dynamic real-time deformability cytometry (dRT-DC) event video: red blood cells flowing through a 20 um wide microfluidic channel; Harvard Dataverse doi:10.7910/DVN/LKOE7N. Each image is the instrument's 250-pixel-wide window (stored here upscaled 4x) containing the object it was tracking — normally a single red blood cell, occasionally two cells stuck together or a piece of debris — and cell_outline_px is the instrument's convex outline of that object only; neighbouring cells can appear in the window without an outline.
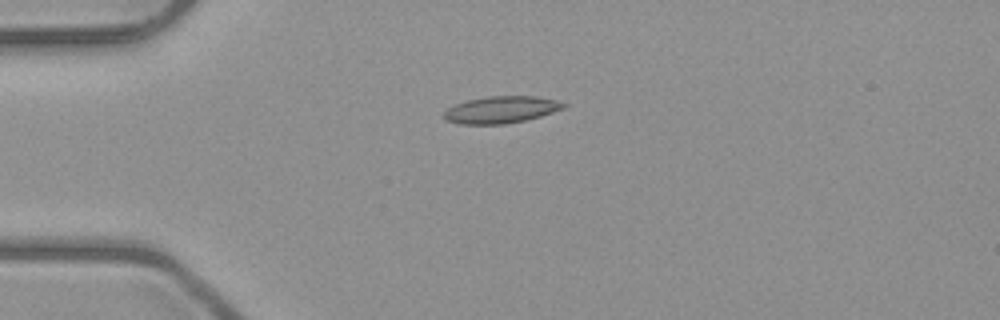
{"species": "common noctule bat (a hibernating species)", "species_latin": "Nyctalus noctula", "temperature_condition": "room temperature", "stored_images_in_passage": 3, "camera_frame_rate_fps": 3000, "um_per_image_px": 0.085, "animal": {"sex": "male", "body_mass_g": 23.1, "forearm_length_mm": 52.7}, "frame": {"image": 1, "passage_image": 1, "time_ms": 0.0, "image_size_px": [1000, 320], "cell_outline_px": [[568, 104], [564, 108], [540, 116], [524, 120], [504, 124], [460, 124], [444, 120], [444, 112], [448, 108], [456, 104], [468, 100], [488, 96], [536, 96], [556, 100]], "centroid_in_image_um": [42.59, 9.32], "position_along_channel_um": 42.4, "area_um2": 18.67}}
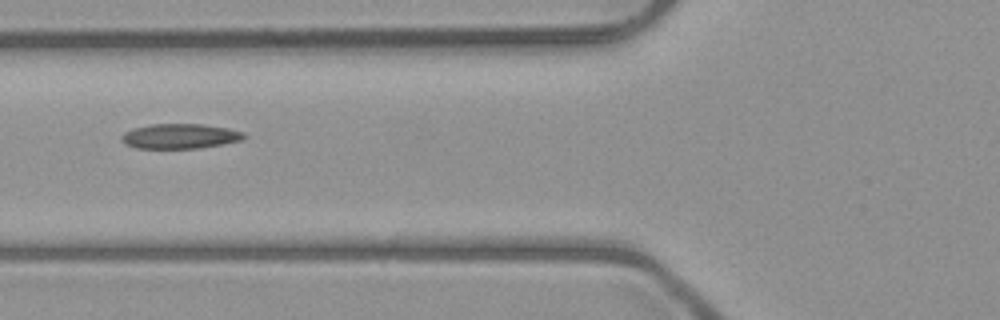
{"frame": {"image": 2, "passage_image": 3, "time_ms": 2.333, "image_size_px": [1000, 320], "cell_outline_px": [[248, 136], [240, 140], [200, 148], [136, 148], [124, 144], [120, 140], [120, 136], [124, 132], [132, 128], [152, 124], [200, 124], [228, 128], [244, 132]], "centroid_in_image_um": [15.25, 11.57], "position_along_channel_um": 110.6, "area_um2": 17.8}}